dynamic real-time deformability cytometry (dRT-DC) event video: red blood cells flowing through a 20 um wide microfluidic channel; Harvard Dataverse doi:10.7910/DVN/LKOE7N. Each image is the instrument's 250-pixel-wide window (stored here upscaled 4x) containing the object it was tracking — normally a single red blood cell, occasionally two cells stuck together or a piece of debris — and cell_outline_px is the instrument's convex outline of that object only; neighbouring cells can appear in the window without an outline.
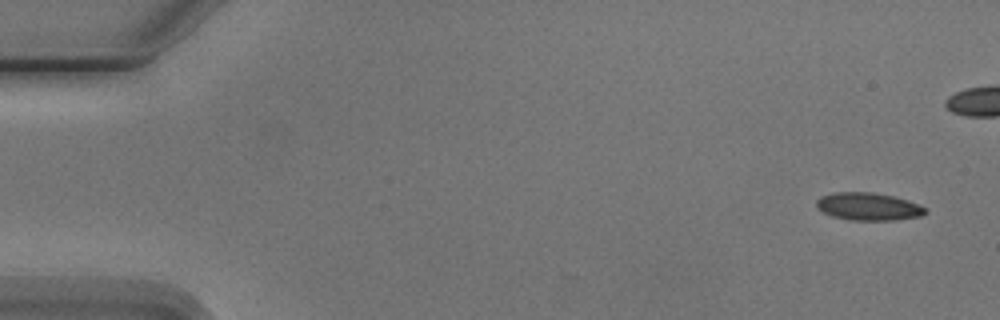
{"species": "Egyptian fruit bat (a non-hibernating species)", "species_latin": "Rousettus aegyptiacus", "temperature_condition": "cold", "stored_images_in_passage": 10, "segment_of_instrument_passage": [1, 2], "camera_frame_rate_fps": 3000, "um_per_image_px": 0.085, "animal": {"sex": "male"}, "frame": {"image": 1, "passage_image": 1, "time_ms": 0.0, "image_size_px": [1000, 320], "cell_outline_px": [[928, 212], [920, 216], [896, 220], [852, 220], [832, 216], [816, 208], [816, 200], [820, 196], [832, 192], [872, 192], [892, 196], [908, 200], [928, 208]], "centroid_in_image_um": [73.81, 17.55], "position_along_channel_um": 11.2, "area_um2": 17.69}}
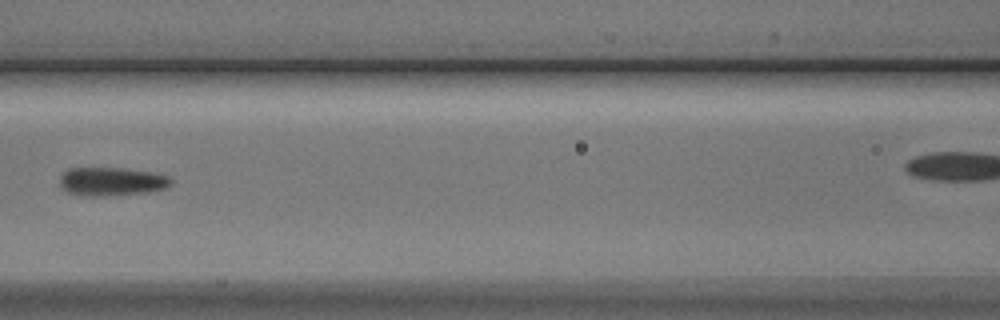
{"frame": {"image": 2, "passage_image": 7, "time_ms": 7.333, "image_size_px": [1000, 320], "cell_outline_px": [[172, 184], [168, 188], [148, 192], [104, 196], [80, 196], [68, 192], [60, 184], [60, 176], [68, 168], [120, 168], [148, 172], [168, 176], [172, 180]], "centroid_in_image_um": [9.48, 15.44], "position_along_channel_um": 157.1, "area_um2": 18.44}}
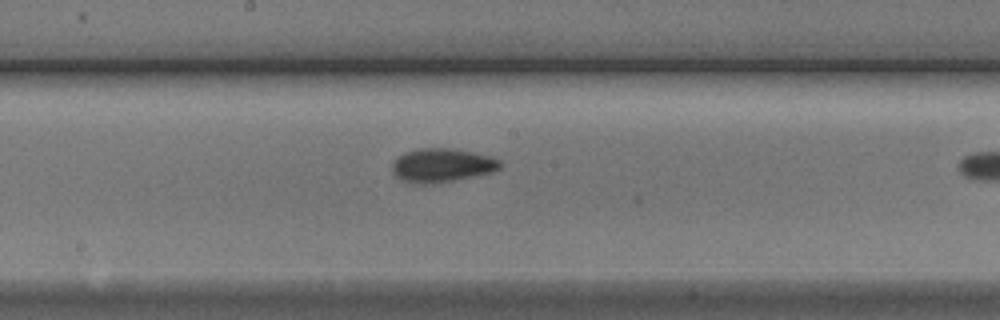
{"frame": {"image": 3, "passage_image": 9, "time_ms": 10.667, "image_size_px": [1000, 320], "cell_outline_px": [[504, 164], [500, 168], [492, 172], [452, 180], [424, 184], [420, 184], [404, 180], [396, 176], [392, 172], [392, 164], [396, 156], [404, 152], [416, 148], [452, 148], [492, 156], [500, 160]], "centroid_in_image_um": [37.56, 14.02], "position_along_channel_um": 210.6, "area_um2": 21.21}}